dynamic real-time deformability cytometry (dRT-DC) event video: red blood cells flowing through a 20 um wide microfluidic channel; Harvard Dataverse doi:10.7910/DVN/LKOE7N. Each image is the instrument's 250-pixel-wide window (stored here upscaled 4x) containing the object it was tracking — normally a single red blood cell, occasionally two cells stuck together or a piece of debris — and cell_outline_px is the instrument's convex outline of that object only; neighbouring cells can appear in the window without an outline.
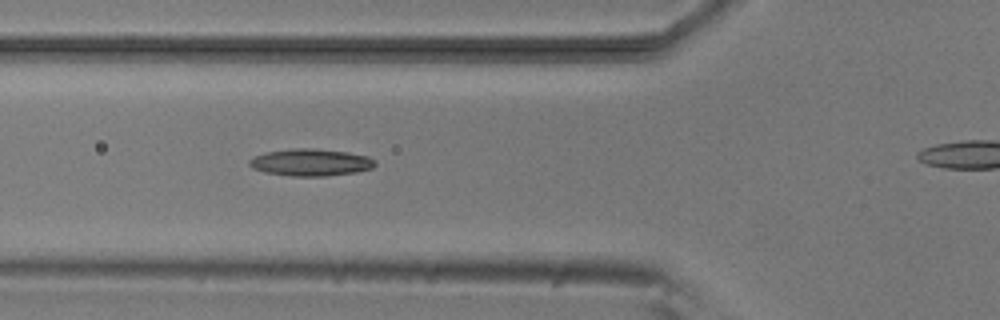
{"species": "common noctule bat (a hibernating species)", "species_latin": "Nyctalus noctula", "temperature_condition": "room temperature", "stored_images_in_passage": 6, "segment_of_instrument_passage": [1, 2], "camera_frame_rate_fps": 3000, "um_per_image_px": 0.085, "animal": {"sex": "male", "body_mass_g": 20.5, "forearm_length_mm": 52.5}, "frame": {"image": 1, "passage_image": 5, "time_ms": 5.333, "image_size_px": [1000, 320], "cell_outline_px": [[376, 164], [372, 168], [356, 172], [324, 176], [292, 176], [264, 172], [252, 168], [248, 164], [248, 160], [264, 152], [292, 148], [316, 148], [348, 152], [368, 156], [376, 160]], "centroid_in_image_um": [26.41, 13.79], "position_along_channel_um": 99.4, "area_um2": 20.0}}